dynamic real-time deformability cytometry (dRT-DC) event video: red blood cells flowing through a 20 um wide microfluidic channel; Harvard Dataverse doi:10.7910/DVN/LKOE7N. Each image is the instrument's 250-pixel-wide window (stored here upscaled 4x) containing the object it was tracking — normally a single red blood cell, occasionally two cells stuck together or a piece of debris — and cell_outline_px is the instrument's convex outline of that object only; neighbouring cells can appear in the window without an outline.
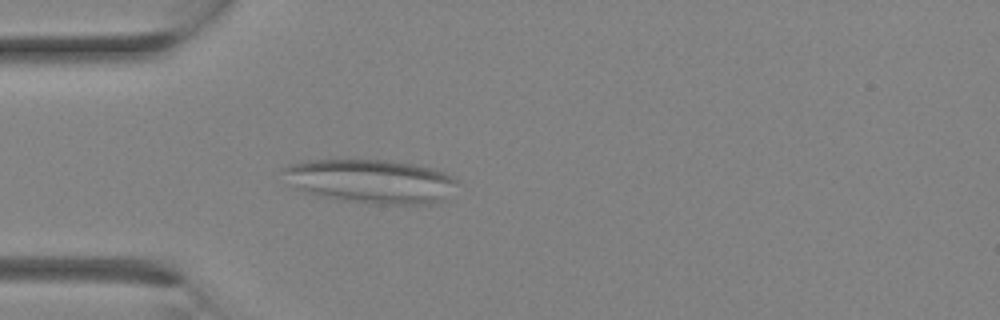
{"species": "Egyptian fruit bat (a non-hibernating species)", "species_latin": "Rousettus aegyptiacus", "temperature_condition": "room temperature", "stored_images_in_passage": 5, "camera_frame_rate_fps": 3000, "um_per_image_px": 0.085, "animal": {"sex": "female"}, "frame": {"image": 1, "passage_image": 1, "time_ms": 0.0, "image_size_px": [1000, 320], "cell_outline_px": [[460, 184], [444, 200], [432, 204], [368, 204], [320, 196], [304, 192], [292, 184], [280, 172], [280, 168], [288, 164], [308, 160], [384, 160], [416, 164], [436, 168], [456, 176], [460, 180]], "centroid_in_image_um": [31.61, 15.4], "position_along_channel_um": 53.4, "area_um2": 45.26}}